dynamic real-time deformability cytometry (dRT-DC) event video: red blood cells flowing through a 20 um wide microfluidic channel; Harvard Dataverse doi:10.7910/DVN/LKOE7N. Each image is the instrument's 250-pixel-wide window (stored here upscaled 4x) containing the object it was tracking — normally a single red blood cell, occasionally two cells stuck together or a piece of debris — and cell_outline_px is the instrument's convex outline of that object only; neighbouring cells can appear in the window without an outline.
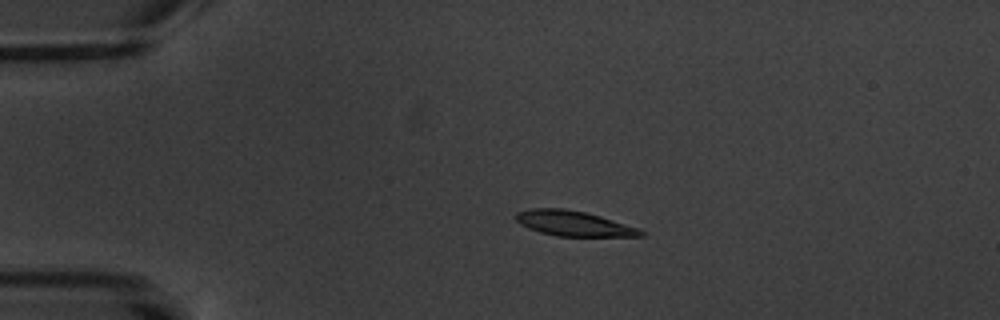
{"species": "common noctule bat (a hibernating species)", "species_latin": "Nyctalus noctula", "temperature_condition": "warm", "stored_images_in_passage": 5, "camera_frame_rate_fps": 3000, "um_per_image_px": 0.085, "animal": {"sex": "male", "body_mass_g": 20.1, "forearm_length_mm": 53.5}, "frame": {"image": 1, "passage_image": 3, "time_ms": 2.333, "image_size_px": [1000, 320], "cell_outline_px": [[644, 236], [556, 236], [540, 232], [528, 228], [520, 224], [512, 216], [516, 212], [532, 208], [564, 208], [584, 212], [600, 216], [636, 228], [644, 232]], "centroid_in_image_um": [48.66, 18.99], "position_along_channel_um": 36.3, "area_um2": 18.15}}
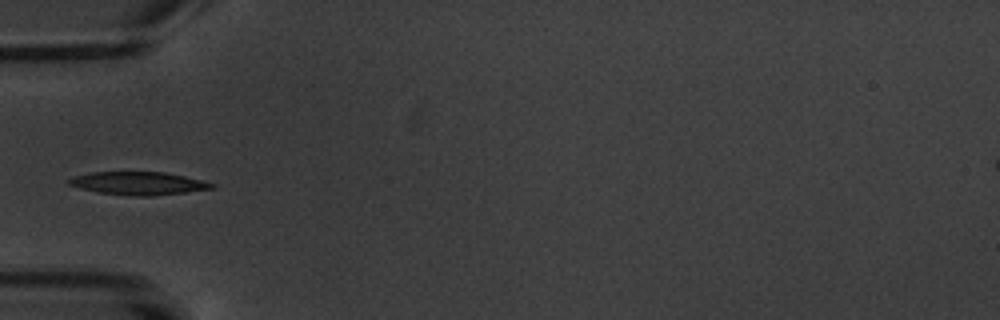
{"frame": {"image": 2, "passage_image": 5, "time_ms": 4.667, "image_size_px": [1000, 320], "cell_outline_px": [[216, 188], [152, 196], [132, 196], [100, 192], [80, 188], [68, 184], [68, 180], [72, 176], [92, 172], [164, 172], [184, 176], [216, 184]], "centroid_in_image_um": [11.76, 15.58], "position_along_channel_um": 73.2, "area_um2": 19.02}}